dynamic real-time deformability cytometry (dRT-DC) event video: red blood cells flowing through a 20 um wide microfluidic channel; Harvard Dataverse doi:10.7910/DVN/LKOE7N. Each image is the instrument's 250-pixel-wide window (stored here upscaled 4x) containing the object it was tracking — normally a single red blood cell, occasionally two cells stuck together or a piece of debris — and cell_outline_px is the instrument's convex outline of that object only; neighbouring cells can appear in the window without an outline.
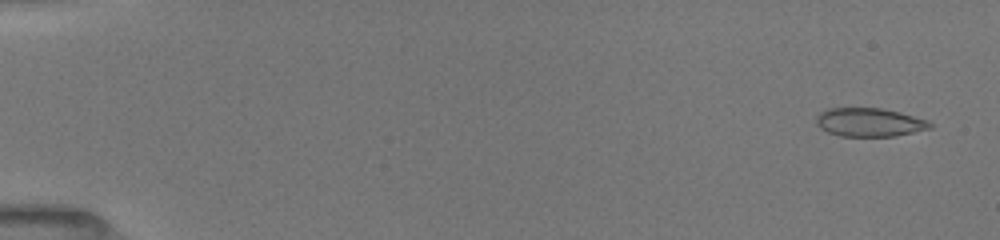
{"species": "common noctule bat (a hibernating species)", "species_latin": "Nyctalus noctula", "temperature_condition": "room temperature", "stored_images_in_passage": 52, "camera_frame_rate_fps": 3000, "um_per_image_px": 0.085, "animal": {"sex": "female", "body_mass_g": 19.5, "forearm_length_mm": 54.1}, "frame": {"image": 1, "passage_image": 3, "time_ms": 0.667, "image_size_px": [1000, 240], "cell_outline_px": [[932, 128], [892, 136], [840, 136], [828, 132], [820, 128], [816, 124], [816, 116], [820, 112], [828, 108], [880, 108], [900, 112], [928, 120], [932, 124]], "centroid_in_image_um": [73.88, 10.39], "position_along_channel_um": 11.1, "area_um2": 18.9}}
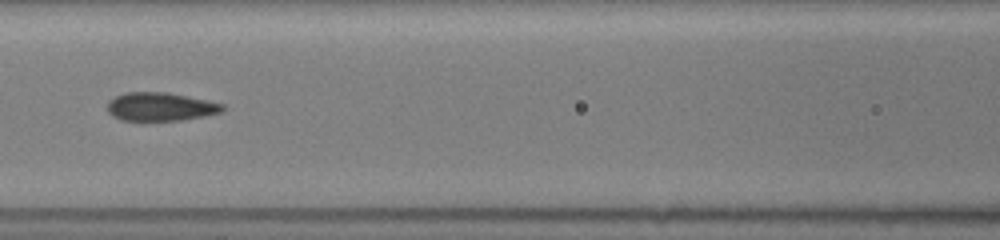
{"frame": {"image": 2, "passage_image": 25, "time_ms": 8.0, "image_size_px": [1000, 240], "cell_outline_px": [[224, 108], [220, 112], [180, 120], [124, 120], [112, 116], [108, 112], [108, 104], [116, 96], [124, 92], [168, 92], [224, 104]], "centroid_in_image_um": [13.61, 9.06], "position_along_channel_um": 153.0, "area_um2": 18.67}}
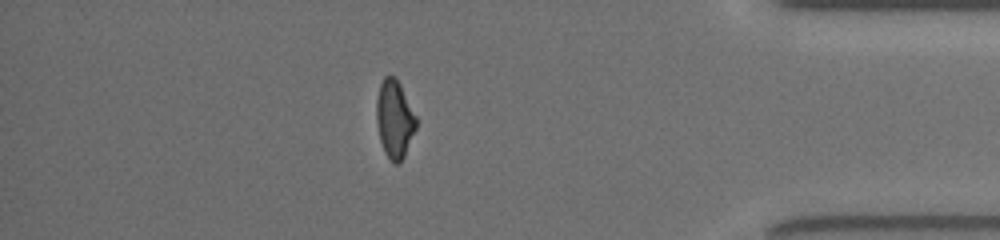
{"frame": {"image": 3, "passage_image": 46, "time_ms": 15.0, "image_size_px": [1000, 240], "cell_outline_px": [[416, 128], [404, 156], [396, 164], [392, 164], [384, 152], [380, 140], [376, 120], [376, 100], [380, 84], [384, 76], [396, 76], [416, 116]], "centroid_in_image_um": [33.52, 10.12], "position_along_channel_um": 401.7, "area_um2": 17.98}, "authors_computed_cell_mechanics": {"area_um2": 18.8139, "velocity_mm_per_s": 4.0077, "shape_relaxation_time_tau1_ms": 3.8804, "shape_relaxation_time_tau2_ms": 1.0217, "deformation_change_tau1": 0.1496, "deformation_change_tau2": 0.0663}}